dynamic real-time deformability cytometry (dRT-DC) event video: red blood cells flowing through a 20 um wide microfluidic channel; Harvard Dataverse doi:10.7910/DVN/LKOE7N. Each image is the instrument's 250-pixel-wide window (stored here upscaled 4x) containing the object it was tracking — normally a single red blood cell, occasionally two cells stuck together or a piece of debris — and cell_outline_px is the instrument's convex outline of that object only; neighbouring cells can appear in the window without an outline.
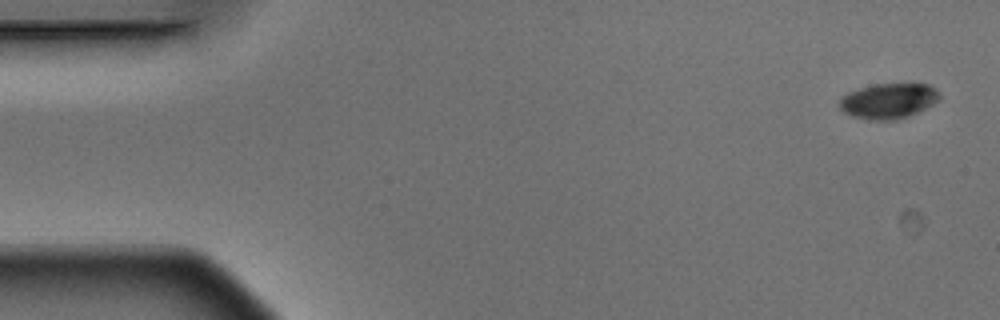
{"species": "Egyptian fruit bat (a non-hibernating species)", "species_latin": "Rousettus aegyptiacus", "temperature_condition": "warm", "stored_images_in_passage": 4, "camera_frame_rate_fps": 3000, "um_per_image_px": 0.085, "animal": {"sex": "male"}, "frame": {"image": 1, "passage_image": 1, "time_ms": 0.0, "image_size_px": [1000, 320], "cell_outline_px": [[940, 100], [908, 116], [896, 120], [868, 120], [852, 116], [844, 112], [836, 104], [840, 96], [848, 92], [860, 88], [876, 84], [928, 84], [936, 88], [940, 96]], "centroid_in_image_um": [75.47, 8.58], "position_along_channel_um": 9.5, "area_um2": 20.69}}